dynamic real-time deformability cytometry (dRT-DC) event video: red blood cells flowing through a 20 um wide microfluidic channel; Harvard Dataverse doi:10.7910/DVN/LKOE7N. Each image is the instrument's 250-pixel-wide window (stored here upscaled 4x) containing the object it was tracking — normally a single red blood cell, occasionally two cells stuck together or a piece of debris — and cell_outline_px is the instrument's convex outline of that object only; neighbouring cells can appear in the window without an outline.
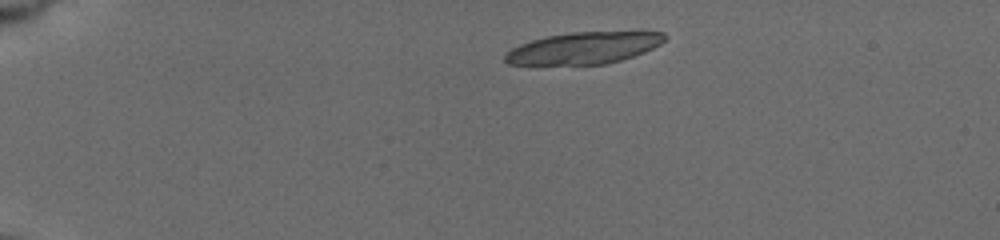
{"species": "common noctule bat (a hibernating species)", "species_latin": "Nyctalus noctula", "temperature_condition": "cold", "stored_images_in_passage": 26, "camera_frame_rate_fps": 3000, "um_per_image_px": 0.085, "animal": {"sex": "female", "body_mass_g": 19.5, "forearm_length_mm": 54.1}, "frame": {"image": 1, "passage_image": 1, "time_ms": 0.0, "image_size_px": [1000, 240], "cell_outline_px": [[668, 36], [660, 44], [644, 52], [608, 64], [508, 64], [504, 60], [504, 56], [512, 48], [520, 44], [532, 40], [548, 36], [572, 32], [664, 32]], "centroid_in_image_um": [49.63, 4.08], "position_along_channel_um": 35.4, "area_um2": 29.13}}
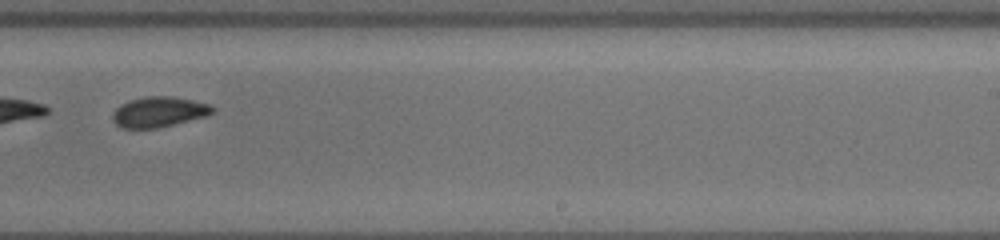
{"frame": {"image": 2, "passage_image": 16, "time_ms": 8.667, "image_size_px": [1000, 240], "cell_outline_px": [[216, 108], [208, 116], [156, 128], [124, 128], [116, 124], [112, 120], [112, 112], [120, 104], [128, 100], [148, 96], [172, 96], [192, 100], [208, 104]], "centroid_in_image_um": [13.49, 9.5], "position_along_channel_um": 275.5, "area_um2": 17.69}}
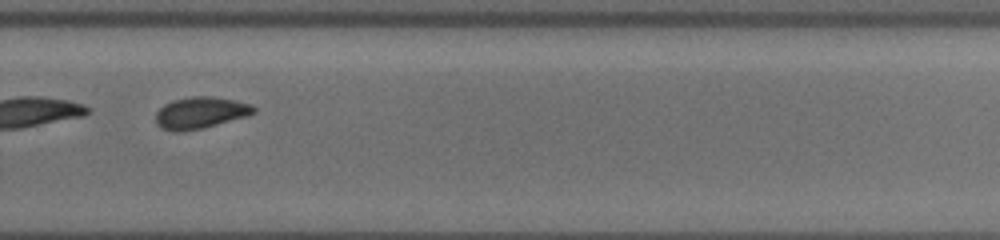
{"frame": {"image": 3, "passage_image": 18, "time_ms": 9.667, "image_size_px": [1000, 240], "cell_outline_px": [[256, 112], [244, 116], [216, 124], [184, 132], [176, 132], [164, 128], [156, 120], [156, 112], [164, 104], [172, 100], [192, 96], [212, 96], [236, 100], [252, 104], [256, 108]], "centroid_in_image_um": [17.05, 9.56], "position_along_channel_um": 312.8, "area_um2": 17.8}, "authors_computed_cell_mechanics": {"area_um2": 18.4671, "velocity_mm_per_s": 3.7351, "shape_relaxation_time_tau1_ms": 3.4219, "shape_relaxation_time_tau2_ms": 2.314, "deformation_change_tau1": 0.1071, "deformation_change_tau2": 0.0657}}